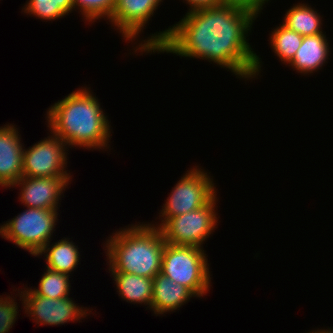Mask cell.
Returning <instances> with one entry per match:
<instances>
[{
    "label": "cell",
    "mask_w": 333,
    "mask_h": 333,
    "mask_svg": "<svg viewBox=\"0 0 333 333\" xmlns=\"http://www.w3.org/2000/svg\"><path fill=\"white\" fill-rule=\"evenodd\" d=\"M194 167L187 170L172 188L159 213L161 223L151 225L160 228L169 218L197 210L216 195L215 183L208 172L199 166Z\"/></svg>",
    "instance_id": "obj_6"
},
{
    "label": "cell",
    "mask_w": 333,
    "mask_h": 333,
    "mask_svg": "<svg viewBox=\"0 0 333 333\" xmlns=\"http://www.w3.org/2000/svg\"><path fill=\"white\" fill-rule=\"evenodd\" d=\"M70 179L72 176L21 177L12 187H21L19 200L25 207L58 210L59 200L70 185Z\"/></svg>",
    "instance_id": "obj_10"
},
{
    "label": "cell",
    "mask_w": 333,
    "mask_h": 333,
    "mask_svg": "<svg viewBox=\"0 0 333 333\" xmlns=\"http://www.w3.org/2000/svg\"><path fill=\"white\" fill-rule=\"evenodd\" d=\"M217 194L201 208L169 218L161 227L166 243L177 246H194L203 248L215 228H217L218 213L215 208Z\"/></svg>",
    "instance_id": "obj_7"
},
{
    "label": "cell",
    "mask_w": 333,
    "mask_h": 333,
    "mask_svg": "<svg viewBox=\"0 0 333 333\" xmlns=\"http://www.w3.org/2000/svg\"><path fill=\"white\" fill-rule=\"evenodd\" d=\"M269 1L270 0H220V5L245 10L258 18L263 7H265V3Z\"/></svg>",
    "instance_id": "obj_23"
},
{
    "label": "cell",
    "mask_w": 333,
    "mask_h": 333,
    "mask_svg": "<svg viewBox=\"0 0 333 333\" xmlns=\"http://www.w3.org/2000/svg\"><path fill=\"white\" fill-rule=\"evenodd\" d=\"M162 0H116L110 24L126 41H135ZM152 15V16H151Z\"/></svg>",
    "instance_id": "obj_11"
},
{
    "label": "cell",
    "mask_w": 333,
    "mask_h": 333,
    "mask_svg": "<svg viewBox=\"0 0 333 333\" xmlns=\"http://www.w3.org/2000/svg\"><path fill=\"white\" fill-rule=\"evenodd\" d=\"M270 35V47L285 65L294 58L295 53L302 44L303 36L296 31L288 29L283 24L277 26Z\"/></svg>",
    "instance_id": "obj_18"
},
{
    "label": "cell",
    "mask_w": 333,
    "mask_h": 333,
    "mask_svg": "<svg viewBox=\"0 0 333 333\" xmlns=\"http://www.w3.org/2000/svg\"><path fill=\"white\" fill-rule=\"evenodd\" d=\"M116 0H72L73 10H79L85 21L94 23L96 19L106 18L109 20L112 16ZM76 8V9H75Z\"/></svg>",
    "instance_id": "obj_21"
},
{
    "label": "cell",
    "mask_w": 333,
    "mask_h": 333,
    "mask_svg": "<svg viewBox=\"0 0 333 333\" xmlns=\"http://www.w3.org/2000/svg\"><path fill=\"white\" fill-rule=\"evenodd\" d=\"M105 242L109 272H123L147 278L161 273L165 240L160 228L137 223L119 228Z\"/></svg>",
    "instance_id": "obj_3"
},
{
    "label": "cell",
    "mask_w": 333,
    "mask_h": 333,
    "mask_svg": "<svg viewBox=\"0 0 333 333\" xmlns=\"http://www.w3.org/2000/svg\"><path fill=\"white\" fill-rule=\"evenodd\" d=\"M51 135L25 149L22 177L72 176L67 172L68 146L58 136Z\"/></svg>",
    "instance_id": "obj_8"
},
{
    "label": "cell",
    "mask_w": 333,
    "mask_h": 333,
    "mask_svg": "<svg viewBox=\"0 0 333 333\" xmlns=\"http://www.w3.org/2000/svg\"><path fill=\"white\" fill-rule=\"evenodd\" d=\"M111 273L116 285L118 295L122 300H126L132 304L147 305L146 308L151 307L152 304V288L153 278L138 276L135 274L123 272H109Z\"/></svg>",
    "instance_id": "obj_15"
},
{
    "label": "cell",
    "mask_w": 333,
    "mask_h": 333,
    "mask_svg": "<svg viewBox=\"0 0 333 333\" xmlns=\"http://www.w3.org/2000/svg\"><path fill=\"white\" fill-rule=\"evenodd\" d=\"M286 11L282 24L288 29L296 31L301 36H311L324 33L322 30V18L318 11L314 10L309 4H293Z\"/></svg>",
    "instance_id": "obj_17"
},
{
    "label": "cell",
    "mask_w": 333,
    "mask_h": 333,
    "mask_svg": "<svg viewBox=\"0 0 333 333\" xmlns=\"http://www.w3.org/2000/svg\"><path fill=\"white\" fill-rule=\"evenodd\" d=\"M58 214L54 209L26 207L22 213L0 226V235L36 257L52 241Z\"/></svg>",
    "instance_id": "obj_5"
},
{
    "label": "cell",
    "mask_w": 333,
    "mask_h": 333,
    "mask_svg": "<svg viewBox=\"0 0 333 333\" xmlns=\"http://www.w3.org/2000/svg\"><path fill=\"white\" fill-rule=\"evenodd\" d=\"M18 305L10 295L0 298V333H9L18 315Z\"/></svg>",
    "instance_id": "obj_22"
},
{
    "label": "cell",
    "mask_w": 333,
    "mask_h": 333,
    "mask_svg": "<svg viewBox=\"0 0 333 333\" xmlns=\"http://www.w3.org/2000/svg\"><path fill=\"white\" fill-rule=\"evenodd\" d=\"M307 333H333V329L330 330V328H328V330L326 329H318V330H312L310 332Z\"/></svg>",
    "instance_id": "obj_25"
},
{
    "label": "cell",
    "mask_w": 333,
    "mask_h": 333,
    "mask_svg": "<svg viewBox=\"0 0 333 333\" xmlns=\"http://www.w3.org/2000/svg\"><path fill=\"white\" fill-rule=\"evenodd\" d=\"M205 250L194 246L165 243L161 273L188 288L196 298L209 292L211 273Z\"/></svg>",
    "instance_id": "obj_4"
},
{
    "label": "cell",
    "mask_w": 333,
    "mask_h": 333,
    "mask_svg": "<svg viewBox=\"0 0 333 333\" xmlns=\"http://www.w3.org/2000/svg\"><path fill=\"white\" fill-rule=\"evenodd\" d=\"M190 5L187 12L199 10L202 8H210L220 6V0H183Z\"/></svg>",
    "instance_id": "obj_24"
},
{
    "label": "cell",
    "mask_w": 333,
    "mask_h": 333,
    "mask_svg": "<svg viewBox=\"0 0 333 333\" xmlns=\"http://www.w3.org/2000/svg\"><path fill=\"white\" fill-rule=\"evenodd\" d=\"M329 41L326 32L311 36H303V41L294 58L288 63L303 75L317 72L330 59Z\"/></svg>",
    "instance_id": "obj_14"
},
{
    "label": "cell",
    "mask_w": 333,
    "mask_h": 333,
    "mask_svg": "<svg viewBox=\"0 0 333 333\" xmlns=\"http://www.w3.org/2000/svg\"><path fill=\"white\" fill-rule=\"evenodd\" d=\"M21 290L17 291L20 301H23L21 302L23 309L28 314L27 316H31L30 318L39 326L42 324L59 326L78 320L80 322V319L92 312L89 311V308L79 307L71 297L53 299L34 294L30 288H24V290L21 288Z\"/></svg>",
    "instance_id": "obj_9"
},
{
    "label": "cell",
    "mask_w": 333,
    "mask_h": 333,
    "mask_svg": "<svg viewBox=\"0 0 333 333\" xmlns=\"http://www.w3.org/2000/svg\"><path fill=\"white\" fill-rule=\"evenodd\" d=\"M50 243L49 241L37 256L46 257L45 263L48 269L70 275L76 270L81 259L78 246L67 237L54 244L50 245Z\"/></svg>",
    "instance_id": "obj_16"
},
{
    "label": "cell",
    "mask_w": 333,
    "mask_h": 333,
    "mask_svg": "<svg viewBox=\"0 0 333 333\" xmlns=\"http://www.w3.org/2000/svg\"><path fill=\"white\" fill-rule=\"evenodd\" d=\"M22 10L41 20L54 21L72 13L73 5L72 0H27Z\"/></svg>",
    "instance_id": "obj_19"
},
{
    "label": "cell",
    "mask_w": 333,
    "mask_h": 333,
    "mask_svg": "<svg viewBox=\"0 0 333 333\" xmlns=\"http://www.w3.org/2000/svg\"><path fill=\"white\" fill-rule=\"evenodd\" d=\"M196 297L188 288L175 283L162 273L153 278L152 304L150 310L156 316L165 315L167 312H175L184 303Z\"/></svg>",
    "instance_id": "obj_13"
},
{
    "label": "cell",
    "mask_w": 333,
    "mask_h": 333,
    "mask_svg": "<svg viewBox=\"0 0 333 333\" xmlns=\"http://www.w3.org/2000/svg\"><path fill=\"white\" fill-rule=\"evenodd\" d=\"M90 87H82L47 110L48 129L69 148H111V125ZM103 148V149H102Z\"/></svg>",
    "instance_id": "obj_2"
},
{
    "label": "cell",
    "mask_w": 333,
    "mask_h": 333,
    "mask_svg": "<svg viewBox=\"0 0 333 333\" xmlns=\"http://www.w3.org/2000/svg\"><path fill=\"white\" fill-rule=\"evenodd\" d=\"M256 17L245 10L215 6L187 12L164 31L151 34L135 47L143 54L171 53L199 58L229 69L240 79L261 73L262 61L246 39Z\"/></svg>",
    "instance_id": "obj_1"
},
{
    "label": "cell",
    "mask_w": 333,
    "mask_h": 333,
    "mask_svg": "<svg viewBox=\"0 0 333 333\" xmlns=\"http://www.w3.org/2000/svg\"><path fill=\"white\" fill-rule=\"evenodd\" d=\"M45 269L46 271L39 281L38 288H30V290L34 294L47 298L60 299L69 297L71 290L70 275L53 271L47 267Z\"/></svg>",
    "instance_id": "obj_20"
},
{
    "label": "cell",
    "mask_w": 333,
    "mask_h": 333,
    "mask_svg": "<svg viewBox=\"0 0 333 333\" xmlns=\"http://www.w3.org/2000/svg\"><path fill=\"white\" fill-rule=\"evenodd\" d=\"M13 124L0 127V186L11 188L23 173L24 145Z\"/></svg>",
    "instance_id": "obj_12"
}]
</instances>
